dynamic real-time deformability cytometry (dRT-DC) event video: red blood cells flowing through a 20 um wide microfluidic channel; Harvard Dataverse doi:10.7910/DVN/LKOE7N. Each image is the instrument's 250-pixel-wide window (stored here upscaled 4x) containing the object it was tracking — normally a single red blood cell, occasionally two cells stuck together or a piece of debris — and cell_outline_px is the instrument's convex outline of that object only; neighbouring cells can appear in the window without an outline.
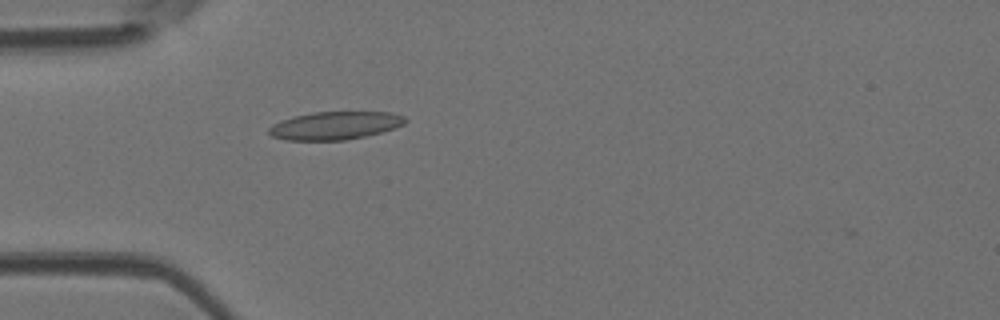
{"species": "Egyptian fruit bat (a non-hibernating species)", "species_latin": "Rousettus aegyptiacus", "temperature_condition": "room temperature", "stored_images_in_passage": 1, "camera_frame_rate_fps": 3000, "um_per_image_px": 0.085, "animal": {"sex": "female"}, "frame": {"image": 1, "passage_image": 1, "time_ms": 0.0, "image_size_px": [1000, 320], "cell_outline_px": [[408, 120], [404, 124], [396, 128], [364, 136], [344, 140], [284, 140], [272, 136], [268, 132], [268, 128], [272, 124], [280, 120], [312, 112], [388, 112], [404, 116]], "centroid_in_image_um": [28.46, 10.67], "position_along_channel_um": 56.5, "area_um2": 22.2}}